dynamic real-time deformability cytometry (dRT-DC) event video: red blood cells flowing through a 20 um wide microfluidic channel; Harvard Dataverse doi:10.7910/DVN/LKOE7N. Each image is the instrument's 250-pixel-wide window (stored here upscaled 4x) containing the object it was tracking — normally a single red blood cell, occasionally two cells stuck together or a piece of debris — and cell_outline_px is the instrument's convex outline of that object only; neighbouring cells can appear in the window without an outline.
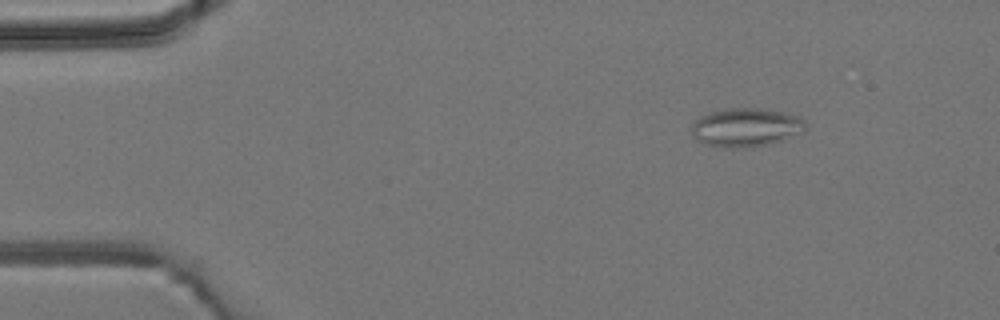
{"species": "common noctule bat (a hibernating species)", "species_latin": "Nyctalus noctula", "temperature_condition": "room temperature", "stored_images_in_passage": 4, "camera_frame_rate_fps": 3000, "um_per_image_px": 0.085, "animal": {"sex": "male", "body_mass_g": 19.2, "forearm_length_mm": 51.8}, "frame": {"image": 1, "passage_image": 4, "time_ms": 4.667, "image_size_px": [1000, 320], "cell_outline_px": [[808, 128], [804, 132], [784, 140], [772, 144], [748, 148], [736, 148], [704, 144], [692, 132], [692, 124], [700, 116], [708, 112], [728, 108], [764, 108], [800, 116], [808, 124]], "centroid_in_image_um": [63.5, 10.82], "position_along_channel_um": 21.5, "area_um2": 26.01}}